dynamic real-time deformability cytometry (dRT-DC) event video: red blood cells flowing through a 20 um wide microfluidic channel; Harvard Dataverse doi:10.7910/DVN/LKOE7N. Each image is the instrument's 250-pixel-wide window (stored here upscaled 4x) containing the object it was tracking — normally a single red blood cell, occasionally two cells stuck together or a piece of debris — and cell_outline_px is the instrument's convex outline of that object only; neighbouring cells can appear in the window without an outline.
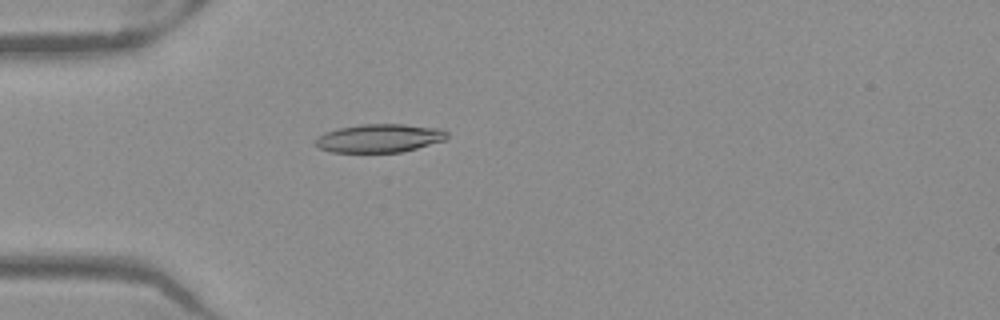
{"species": "Egyptian fruit bat (a non-hibernating species)", "species_latin": "Rousettus aegyptiacus", "temperature_condition": "warm", "stored_images_in_passage": 51, "camera_frame_rate_fps": 3000, "um_per_image_px": 0.085, "frame": {"image": 1, "passage_image": 15, "time_ms": 4.667, "image_size_px": [1000, 320], "cell_outline_px": [[448, 136], [444, 140], [416, 148], [400, 152], [332, 152], [320, 148], [316, 144], [316, 140], [324, 132], [340, 128], [360, 124], [404, 124], [440, 128], [448, 132]], "centroid_in_image_um": [32.27, 11.74], "position_along_channel_um": 52.7, "area_um2": 21.56}}
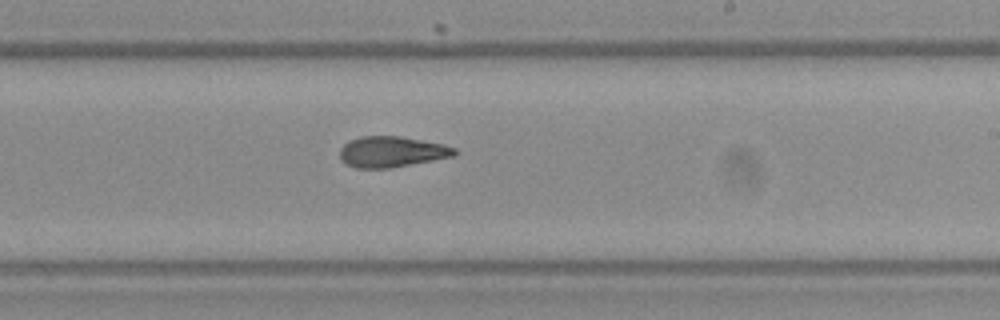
{"frame": {"image": 2, "passage_image": 31, "time_ms": 10.0, "image_size_px": [1000, 320], "cell_outline_px": [[460, 152], [456, 156], [392, 168], [356, 168], [344, 164], [340, 160], [340, 148], [348, 140], [364, 136], [400, 136], [444, 144], [456, 148]], "centroid_in_image_um": [33.32, 12.91], "position_along_channel_um": 255.7, "area_um2": 20.98}}
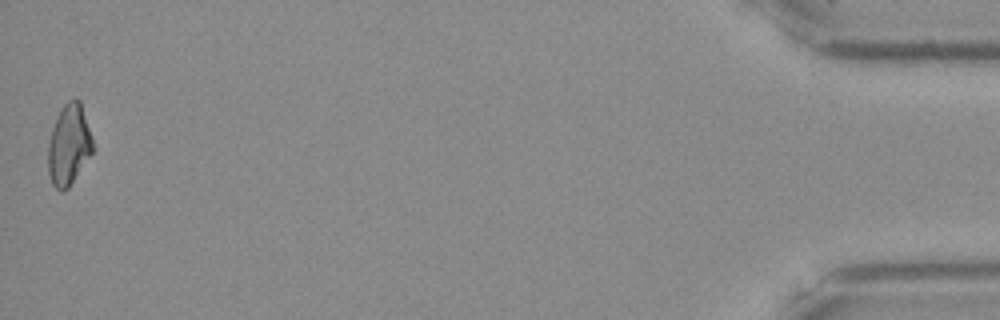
{"frame": {"image": 3, "passage_image": 51, "time_ms": 16.667, "image_size_px": [1000, 320], "cell_outline_px": [[96, 148], [68, 188], [64, 192], [60, 192], [52, 184], [48, 172], [48, 140], [52, 128], [64, 104], [68, 100], [80, 100]], "centroid_in_image_um": [5.87, 12.35], "position_along_channel_um": 429.3, "area_um2": 21.15}, "authors_computed_cell_mechanics": {"area_um2": 21.097, "velocity_mm_per_s": 3.9841, "shape_relaxation_time_tau1_ms": null, "shape_relaxation_time_tau2_ms": 2.7987, "deformation_change_tau1": null, "deformation_change_tau2": 0.0973}}